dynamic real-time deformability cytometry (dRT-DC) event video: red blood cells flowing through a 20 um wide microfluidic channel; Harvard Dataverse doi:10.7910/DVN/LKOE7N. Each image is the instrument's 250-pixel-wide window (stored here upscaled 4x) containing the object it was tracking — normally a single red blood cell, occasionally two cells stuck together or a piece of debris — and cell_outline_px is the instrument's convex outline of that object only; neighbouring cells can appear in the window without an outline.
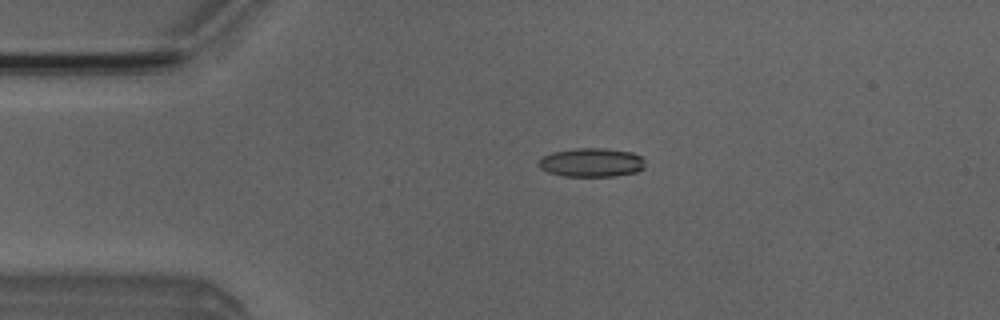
{"species": "Egyptian fruit bat (a non-hibernating species)", "species_latin": "Rousettus aegyptiacus", "temperature_condition": "room temperature", "stored_images_in_passage": 1, "camera_frame_rate_fps": 3000, "um_per_image_px": 0.085, "animal": {"sex": "male"}, "frame": {"image": 1, "passage_image": 1, "time_ms": 0.0, "image_size_px": [1000, 320], "cell_outline_px": [[644, 168], [636, 172], [616, 176], [564, 176], [548, 172], [540, 168], [536, 164], [544, 156], [552, 152], [576, 148], [604, 148], [632, 152], [640, 156], [644, 160]], "centroid_in_image_um": [50.28, 13.81], "position_along_channel_um": 34.7, "area_um2": 17.92}}